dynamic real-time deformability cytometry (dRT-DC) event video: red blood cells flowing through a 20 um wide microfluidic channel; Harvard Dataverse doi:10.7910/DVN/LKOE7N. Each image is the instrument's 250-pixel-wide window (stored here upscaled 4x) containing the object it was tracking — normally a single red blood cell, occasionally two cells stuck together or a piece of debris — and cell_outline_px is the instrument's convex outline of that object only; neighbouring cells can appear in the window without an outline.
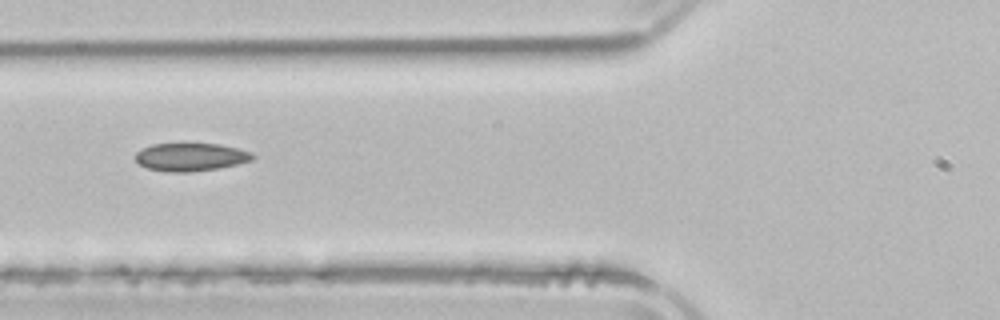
{"species": "common noctule bat (a hibernating species)", "species_latin": "Nyctalus noctula", "temperature_condition": "room temperature", "stored_images_in_passage": 4, "camera_frame_rate_fps": 3000, "um_per_image_px": 0.085, "animal": {"sex": "male", "body_mass_g": 21.5, "forearm_length_mm": 52.0}, "frame": {"image": 1, "passage_image": 4, "time_ms": 5.0, "image_size_px": [1000, 320], "cell_outline_px": [[256, 156], [252, 160], [236, 164], [216, 168], [188, 172], [168, 172], [148, 168], [140, 164], [136, 160], [136, 152], [152, 144], [220, 144], [252, 152]], "centroid_in_image_um": [16.22, 13.34], "position_along_channel_um": 109.6, "area_um2": 18.84}}